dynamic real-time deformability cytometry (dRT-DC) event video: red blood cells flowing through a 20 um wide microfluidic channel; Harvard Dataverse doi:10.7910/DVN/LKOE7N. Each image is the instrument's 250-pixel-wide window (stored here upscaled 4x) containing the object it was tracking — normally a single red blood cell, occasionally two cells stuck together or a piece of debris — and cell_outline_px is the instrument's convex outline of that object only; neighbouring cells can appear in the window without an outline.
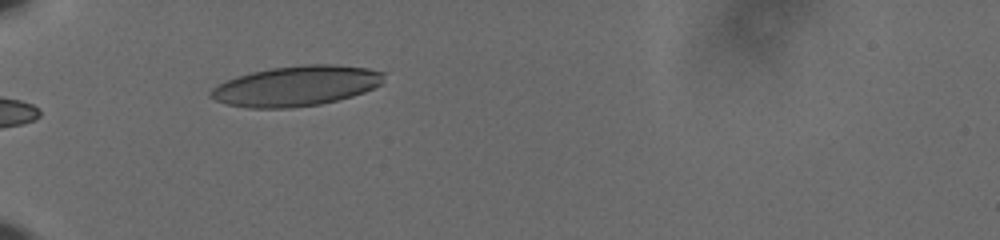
{"species": "human", "species_latin": "Homo sapiens", "temperature_condition": "cold", "stored_images_in_passage": 26, "camera_frame_rate_fps": 3000, "um_per_image_px": 0.085, "donor": {"sex": "male"}, "frame": {"image": 1, "passage_image": 1, "time_ms": 0.0, "image_size_px": [1000, 240], "cell_outline_px": [[384, 72], [380, 84], [364, 92], [352, 96], [320, 104], [292, 108], [248, 108], [228, 104], [216, 100], [208, 96], [208, 92], [212, 88], [236, 76], [252, 72], [272, 68], [304, 64], [332, 64], [368, 68]], "centroid_in_image_um": [25.15, 7.3], "position_along_channel_um": 59.8, "area_um2": 40.34}}
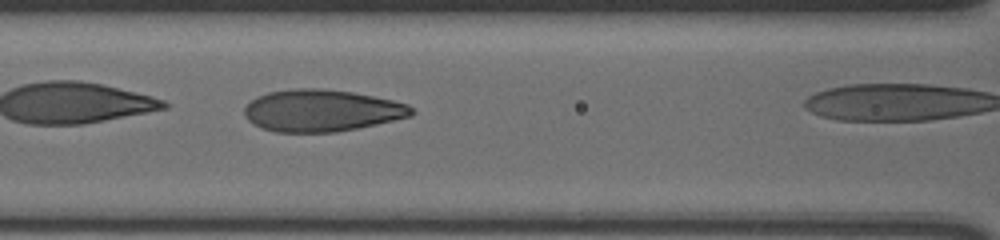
{"frame": {"image": 2, "passage_image": 5, "time_ms": 1.333, "image_size_px": [1000, 240], "cell_outline_px": [[416, 112], [412, 116], [376, 124], [336, 132], [276, 132], [252, 124], [244, 116], [244, 108], [256, 96], [268, 92], [292, 88], [320, 88], [352, 92], [392, 100], [408, 104]], "centroid_in_image_um": [27.33, 9.39], "position_along_channel_um": 139.3, "area_um2": 40.86}}